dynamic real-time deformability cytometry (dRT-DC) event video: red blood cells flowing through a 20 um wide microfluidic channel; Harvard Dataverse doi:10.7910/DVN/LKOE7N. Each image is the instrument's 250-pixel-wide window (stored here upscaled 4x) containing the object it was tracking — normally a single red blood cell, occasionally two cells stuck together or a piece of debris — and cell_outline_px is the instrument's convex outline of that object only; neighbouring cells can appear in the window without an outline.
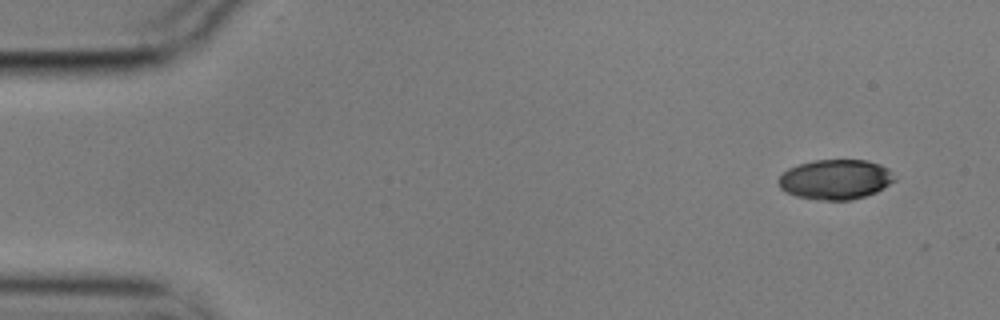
{"species": "common noctule bat (a hibernating species)", "species_latin": "Nyctalus noctula", "temperature_condition": "cold", "stored_images_in_passage": 5, "camera_frame_rate_fps": 3000, "um_per_image_px": 0.085, "animal": {"sex": "male", "body_mass_g": 17.9}, "frame": {"image": 1, "passage_image": 1, "time_ms": 0.0, "image_size_px": [1000, 320], "cell_outline_px": [[896, 180], [876, 192], [852, 200], [816, 200], [796, 196], [780, 188], [776, 180], [788, 168], [800, 164], [816, 160], [868, 160], [880, 164], [888, 168]], "centroid_in_image_um": [71.0, 15.25], "position_along_channel_um": 14.0, "area_um2": 26.99}}